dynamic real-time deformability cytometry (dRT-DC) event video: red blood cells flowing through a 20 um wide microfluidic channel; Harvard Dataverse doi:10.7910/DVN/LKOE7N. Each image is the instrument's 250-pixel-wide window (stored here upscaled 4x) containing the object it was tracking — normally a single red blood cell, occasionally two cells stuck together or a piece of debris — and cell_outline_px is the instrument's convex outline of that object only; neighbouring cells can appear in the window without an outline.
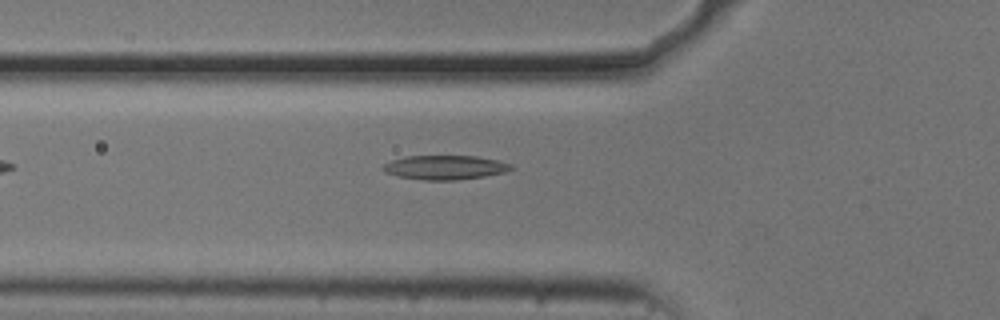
{"species": "common noctule bat (a hibernating species)", "species_latin": "Nyctalus noctula", "temperature_condition": "cold", "stored_images_in_passage": 34, "camera_frame_rate_fps": 3000, "um_per_image_px": 0.085, "animal": {"sex": "male", "body_mass_g": 20.5, "forearm_length_mm": 52.5}, "frame": {"image": 1, "passage_image": 3, "time_ms": 0.667, "image_size_px": [1000, 320], "cell_outline_px": [[516, 168], [504, 172], [484, 176], [456, 180], [424, 180], [400, 176], [384, 172], [380, 168], [384, 164], [392, 160], [408, 156], [476, 156], [496, 160], [512, 164]], "centroid_in_image_um": [37.83, 14.23], "position_along_channel_um": 88.0, "area_um2": 17.98}}
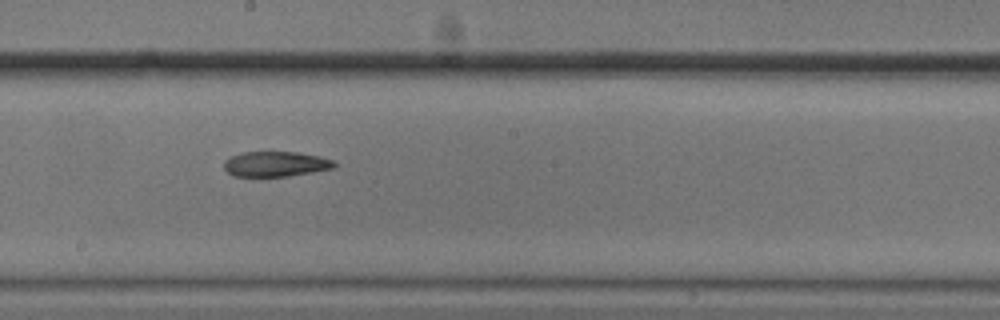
{"frame": {"image": 2, "passage_image": 14, "time_ms": 4.333, "image_size_px": [1000, 320], "cell_outline_px": [[336, 164], [332, 168], [312, 172], [288, 176], [232, 176], [224, 168], [224, 160], [228, 156], [244, 152], [296, 152], [320, 156], [332, 160]], "centroid_in_image_um": [23.38, 13.93], "position_along_channel_um": 224.8, "area_um2": 16.13}}
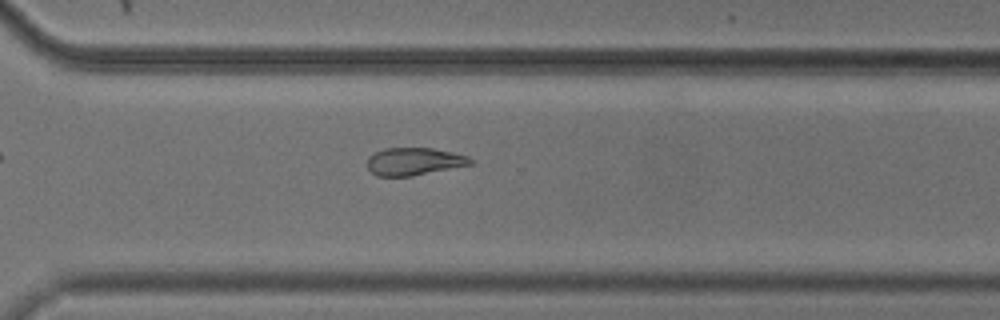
{"frame": {"image": 3, "passage_image": 23, "time_ms": 7.333, "image_size_px": [1000, 320], "cell_outline_px": [[476, 160], [472, 164], [412, 176], [376, 176], [368, 168], [368, 156], [384, 148], [432, 148], [452, 152], [468, 156]], "centroid_in_image_um": [35.22, 13.72], "position_along_channel_um": 335.4, "area_um2": 16.59}}